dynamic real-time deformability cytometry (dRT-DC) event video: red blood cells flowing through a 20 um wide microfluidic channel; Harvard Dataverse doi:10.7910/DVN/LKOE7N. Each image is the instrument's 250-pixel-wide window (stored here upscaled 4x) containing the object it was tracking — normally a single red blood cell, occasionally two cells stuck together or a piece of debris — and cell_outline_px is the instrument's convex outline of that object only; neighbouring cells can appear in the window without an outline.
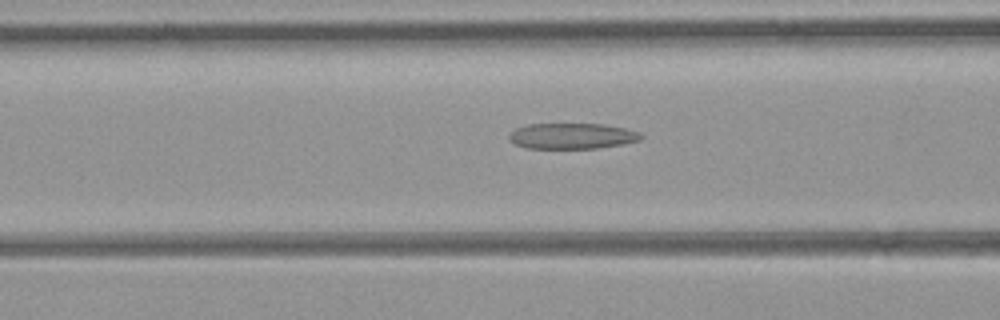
{"species": "common noctule bat (a hibernating species)", "species_latin": "Nyctalus noctula", "temperature_condition": "room temperature", "stored_images_in_passage": 31, "camera_frame_rate_fps": 3000, "um_per_image_px": 0.085, "animal": {"sex": "female", "body_mass_g": 21.9}, "frame": {"image": 1, "passage_image": 12, "time_ms": 3.667, "image_size_px": [1000, 320], "cell_outline_px": [[644, 136], [640, 140], [624, 144], [596, 148], [528, 148], [516, 144], [508, 136], [516, 128], [528, 124], [604, 124], [624, 128], [640, 132]], "centroid_in_image_um": [48.68, 11.55], "position_along_channel_um": 117.9, "area_um2": 19.65}}
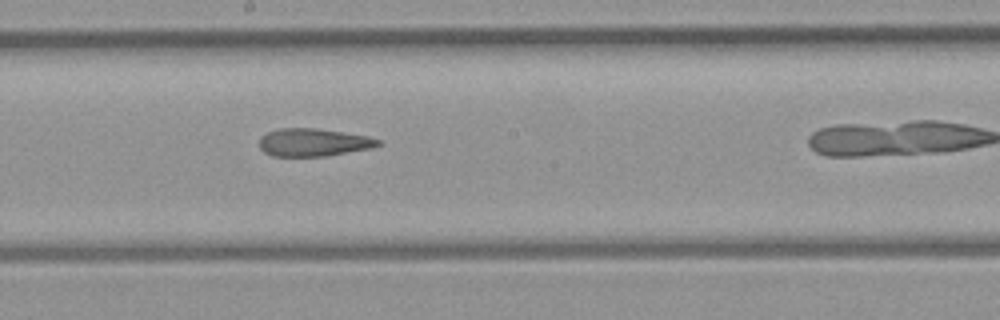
{"frame": {"image": 2, "passage_image": 19, "time_ms": 6.0, "image_size_px": [1000, 320], "cell_outline_px": [[380, 144], [368, 148], [324, 156], [272, 156], [264, 152], [260, 148], [260, 136], [268, 132], [280, 128], [316, 128], [368, 136], [380, 140]], "centroid_in_image_um": [26.58, 12.09], "position_along_channel_um": 221.6, "area_um2": 18.96}}
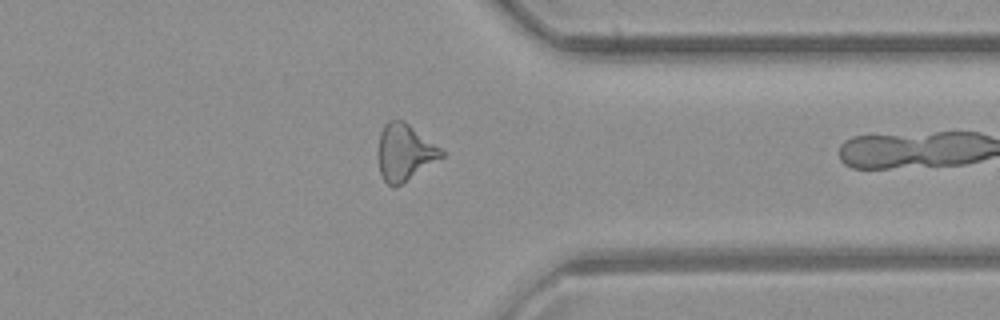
{"frame": {"image": 3, "passage_image": 30, "time_ms": 9.667, "image_size_px": [1000, 320], "cell_outline_px": [[444, 156], [396, 188], [392, 188], [384, 180], [380, 172], [376, 156], [376, 152], [380, 132], [384, 124], [388, 120], [404, 120], [440, 148], [444, 152]], "centroid_in_image_um": [34.34, 12.96], "position_along_channel_um": 377.1, "area_um2": 21.15}}